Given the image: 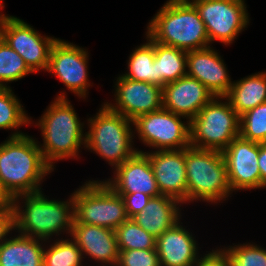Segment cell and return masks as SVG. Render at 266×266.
<instances>
[{"label": "cell", "mask_w": 266, "mask_h": 266, "mask_svg": "<svg viewBox=\"0 0 266 266\" xmlns=\"http://www.w3.org/2000/svg\"><path fill=\"white\" fill-rule=\"evenodd\" d=\"M12 231H15L13 206L0 211V244L12 235Z\"/></svg>", "instance_id": "836d02e7"}, {"label": "cell", "mask_w": 266, "mask_h": 266, "mask_svg": "<svg viewBox=\"0 0 266 266\" xmlns=\"http://www.w3.org/2000/svg\"><path fill=\"white\" fill-rule=\"evenodd\" d=\"M117 194H119L123 199L129 219L139 214L151 199V196L142 192Z\"/></svg>", "instance_id": "d6a6232c"}, {"label": "cell", "mask_w": 266, "mask_h": 266, "mask_svg": "<svg viewBox=\"0 0 266 266\" xmlns=\"http://www.w3.org/2000/svg\"><path fill=\"white\" fill-rule=\"evenodd\" d=\"M44 247L40 239L9 236L0 244V266H43Z\"/></svg>", "instance_id": "7402d4cb"}, {"label": "cell", "mask_w": 266, "mask_h": 266, "mask_svg": "<svg viewBox=\"0 0 266 266\" xmlns=\"http://www.w3.org/2000/svg\"><path fill=\"white\" fill-rule=\"evenodd\" d=\"M258 167L261 173V189L266 188V142L259 143Z\"/></svg>", "instance_id": "d590c367"}, {"label": "cell", "mask_w": 266, "mask_h": 266, "mask_svg": "<svg viewBox=\"0 0 266 266\" xmlns=\"http://www.w3.org/2000/svg\"><path fill=\"white\" fill-rule=\"evenodd\" d=\"M239 136L257 143L266 142V102L240 116Z\"/></svg>", "instance_id": "4dcf8cb0"}, {"label": "cell", "mask_w": 266, "mask_h": 266, "mask_svg": "<svg viewBox=\"0 0 266 266\" xmlns=\"http://www.w3.org/2000/svg\"><path fill=\"white\" fill-rule=\"evenodd\" d=\"M181 204L177 199L167 195L151 197L143 210L131 219L157 239L181 220Z\"/></svg>", "instance_id": "44dd1931"}, {"label": "cell", "mask_w": 266, "mask_h": 266, "mask_svg": "<svg viewBox=\"0 0 266 266\" xmlns=\"http://www.w3.org/2000/svg\"><path fill=\"white\" fill-rule=\"evenodd\" d=\"M12 204L13 198L0 183V211L11 208Z\"/></svg>", "instance_id": "8d00e7d4"}, {"label": "cell", "mask_w": 266, "mask_h": 266, "mask_svg": "<svg viewBox=\"0 0 266 266\" xmlns=\"http://www.w3.org/2000/svg\"><path fill=\"white\" fill-rule=\"evenodd\" d=\"M52 241H45L43 266H83L81 250L72 237Z\"/></svg>", "instance_id": "4316f807"}, {"label": "cell", "mask_w": 266, "mask_h": 266, "mask_svg": "<svg viewBox=\"0 0 266 266\" xmlns=\"http://www.w3.org/2000/svg\"><path fill=\"white\" fill-rule=\"evenodd\" d=\"M222 154L232 192L261 189V173L258 167L259 143L239 136Z\"/></svg>", "instance_id": "5bb4252c"}, {"label": "cell", "mask_w": 266, "mask_h": 266, "mask_svg": "<svg viewBox=\"0 0 266 266\" xmlns=\"http://www.w3.org/2000/svg\"><path fill=\"white\" fill-rule=\"evenodd\" d=\"M236 113L241 116L257 105L266 102V71L253 73L234 80L225 96Z\"/></svg>", "instance_id": "603a6c76"}, {"label": "cell", "mask_w": 266, "mask_h": 266, "mask_svg": "<svg viewBox=\"0 0 266 266\" xmlns=\"http://www.w3.org/2000/svg\"><path fill=\"white\" fill-rule=\"evenodd\" d=\"M163 108L189 121L214 97L197 79L183 76L163 87Z\"/></svg>", "instance_id": "ac0fdd59"}, {"label": "cell", "mask_w": 266, "mask_h": 266, "mask_svg": "<svg viewBox=\"0 0 266 266\" xmlns=\"http://www.w3.org/2000/svg\"><path fill=\"white\" fill-rule=\"evenodd\" d=\"M32 73L23 58L0 37V87H10L9 83Z\"/></svg>", "instance_id": "f1b7e54d"}, {"label": "cell", "mask_w": 266, "mask_h": 266, "mask_svg": "<svg viewBox=\"0 0 266 266\" xmlns=\"http://www.w3.org/2000/svg\"><path fill=\"white\" fill-rule=\"evenodd\" d=\"M4 7H5V5L3 3V0H0V8H4Z\"/></svg>", "instance_id": "74e56055"}, {"label": "cell", "mask_w": 266, "mask_h": 266, "mask_svg": "<svg viewBox=\"0 0 266 266\" xmlns=\"http://www.w3.org/2000/svg\"><path fill=\"white\" fill-rule=\"evenodd\" d=\"M103 266H118L117 264H114V265H103Z\"/></svg>", "instance_id": "ab89813d"}, {"label": "cell", "mask_w": 266, "mask_h": 266, "mask_svg": "<svg viewBox=\"0 0 266 266\" xmlns=\"http://www.w3.org/2000/svg\"><path fill=\"white\" fill-rule=\"evenodd\" d=\"M186 228L178 221L156 239L160 266H194L201 258L199 244Z\"/></svg>", "instance_id": "ffe728a7"}, {"label": "cell", "mask_w": 266, "mask_h": 266, "mask_svg": "<svg viewBox=\"0 0 266 266\" xmlns=\"http://www.w3.org/2000/svg\"><path fill=\"white\" fill-rule=\"evenodd\" d=\"M207 252L208 251H206V254L203 253V256L200 255L201 258L194 266H228L226 258L217 247Z\"/></svg>", "instance_id": "e575fe53"}, {"label": "cell", "mask_w": 266, "mask_h": 266, "mask_svg": "<svg viewBox=\"0 0 266 266\" xmlns=\"http://www.w3.org/2000/svg\"><path fill=\"white\" fill-rule=\"evenodd\" d=\"M87 48H82L60 38L53 44L47 72L56 76L77 97L85 99L89 87Z\"/></svg>", "instance_id": "7c38bea8"}, {"label": "cell", "mask_w": 266, "mask_h": 266, "mask_svg": "<svg viewBox=\"0 0 266 266\" xmlns=\"http://www.w3.org/2000/svg\"><path fill=\"white\" fill-rule=\"evenodd\" d=\"M1 9H4V8H0V20H1V17L3 15V12L1 13Z\"/></svg>", "instance_id": "f35d334b"}, {"label": "cell", "mask_w": 266, "mask_h": 266, "mask_svg": "<svg viewBox=\"0 0 266 266\" xmlns=\"http://www.w3.org/2000/svg\"><path fill=\"white\" fill-rule=\"evenodd\" d=\"M74 221L116 230L129 217L122 197L104 180H87L74 192Z\"/></svg>", "instance_id": "ba28073f"}, {"label": "cell", "mask_w": 266, "mask_h": 266, "mask_svg": "<svg viewBox=\"0 0 266 266\" xmlns=\"http://www.w3.org/2000/svg\"><path fill=\"white\" fill-rule=\"evenodd\" d=\"M21 201V202H20ZM23 204V206H22ZM15 232L43 241L68 234L74 221L73 193L65 200L47 198L44 193L21 194L13 197Z\"/></svg>", "instance_id": "3957f363"}, {"label": "cell", "mask_w": 266, "mask_h": 266, "mask_svg": "<svg viewBox=\"0 0 266 266\" xmlns=\"http://www.w3.org/2000/svg\"><path fill=\"white\" fill-rule=\"evenodd\" d=\"M113 171V177L104 181L116 193L142 192L151 197L161 195L149 157L143 150H139Z\"/></svg>", "instance_id": "e0dca14e"}, {"label": "cell", "mask_w": 266, "mask_h": 266, "mask_svg": "<svg viewBox=\"0 0 266 266\" xmlns=\"http://www.w3.org/2000/svg\"><path fill=\"white\" fill-rule=\"evenodd\" d=\"M186 119V121H182ZM134 135L152 150H180L190 146V121L164 108L133 121Z\"/></svg>", "instance_id": "9c48e42d"}, {"label": "cell", "mask_w": 266, "mask_h": 266, "mask_svg": "<svg viewBox=\"0 0 266 266\" xmlns=\"http://www.w3.org/2000/svg\"><path fill=\"white\" fill-rule=\"evenodd\" d=\"M0 37L23 58L34 74L47 71L51 48L58 39L42 36L33 26L9 14L1 17Z\"/></svg>", "instance_id": "8fae6325"}, {"label": "cell", "mask_w": 266, "mask_h": 266, "mask_svg": "<svg viewBox=\"0 0 266 266\" xmlns=\"http://www.w3.org/2000/svg\"><path fill=\"white\" fill-rule=\"evenodd\" d=\"M71 237L81 250L83 259H93L99 266L118 262L119 249L115 230L106 227L73 223Z\"/></svg>", "instance_id": "d6986e66"}, {"label": "cell", "mask_w": 266, "mask_h": 266, "mask_svg": "<svg viewBox=\"0 0 266 266\" xmlns=\"http://www.w3.org/2000/svg\"><path fill=\"white\" fill-rule=\"evenodd\" d=\"M144 153L149 157L160 194L173 197L183 205L187 204L185 148Z\"/></svg>", "instance_id": "9a60e30c"}, {"label": "cell", "mask_w": 266, "mask_h": 266, "mask_svg": "<svg viewBox=\"0 0 266 266\" xmlns=\"http://www.w3.org/2000/svg\"><path fill=\"white\" fill-rule=\"evenodd\" d=\"M189 131L191 147L223 152L239 137L240 116L226 97L215 96L190 120Z\"/></svg>", "instance_id": "52a82bcc"}, {"label": "cell", "mask_w": 266, "mask_h": 266, "mask_svg": "<svg viewBox=\"0 0 266 266\" xmlns=\"http://www.w3.org/2000/svg\"><path fill=\"white\" fill-rule=\"evenodd\" d=\"M118 266H160L156 249H133L119 252Z\"/></svg>", "instance_id": "1f68e13d"}, {"label": "cell", "mask_w": 266, "mask_h": 266, "mask_svg": "<svg viewBox=\"0 0 266 266\" xmlns=\"http://www.w3.org/2000/svg\"><path fill=\"white\" fill-rule=\"evenodd\" d=\"M96 115L87 119L85 147L105 159L111 168L124 163L139 152L133 146V122L122 114L112 111L104 102Z\"/></svg>", "instance_id": "5b68a950"}, {"label": "cell", "mask_w": 266, "mask_h": 266, "mask_svg": "<svg viewBox=\"0 0 266 266\" xmlns=\"http://www.w3.org/2000/svg\"><path fill=\"white\" fill-rule=\"evenodd\" d=\"M146 30L155 42L186 52L211 46L205 24L189 0H167Z\"/></svg>", "instance_id": "277c9868"}, {"label": "cell", "mask_w": 266, "mask_h": 266, "mask_svg": "<svg viewBox=\"0 0 266 266\" xmlns=\"http://www.w3.org/2000/svg\"><path fill=\"white\" fill-rule=\"evenodd\" d=\"M62 91L51 102L35 127L41 130L43 143L38 146L45 162L54 170L59 160L78 159L80 147H85L86 133L74 106Z\"/></svg>", "instance_id": "6da1fadb"}, {"label": "cell", "mask_w": 266, "mask_h": 266, "mask_svg": "<svg viewBox=\"0 0 266 266\" xmlns=\"http://www.w3.org/2000/svg\"><path fill=\"white\" fill-rule=\"evenodd\" d=\"M52 171L36 138L25 134L0 143V183L12 198L41 192L45 176Z\"/></svg>", "instance_id": "7a4b0ae2"}, {"label": "cell", "mask_w": 266, "mask_h": 266, "mask_svg": "<svg viewBox=\"0 0 266 266\" xmlns=\"http://www.w3.org/2000/svg\"><path fill=\"white\" fill-rule=\"evenodd\" d=\"M205 24L210 45H231L250 23L245 0H189Z\"/></svg>", "instance_id": "30bf717a"}, {"label": "cell", "mask_w": 266, "mask_h": 266, "mask_svg": "<svg viewBox=\"0 0 266 266\" xmlns=\"http://www.w3.org/2000/svg\"><path fill=\"white\" fill-rule=\"evenodd\" d=\"M147 41L137 46L127 60V73L122 76L134 81L156 84L155 41L145 32Z\"/></svg>", "instance_id": "d4e9b609"}, {"label": "cell", "mask_w": 266, "mask_h": 266, "mask_svg": "<svg viewBox=\"0 0 266 266\" xmlns=\"http://www.w3.org/2000/svg\"><path fill=\"white\" fill-rule=\"evenodd\" d=\"M115 233L119 252L133 249H156V238L132 219L123 222Z\"/></svg>", "instance_id": "f546056e"}, {"label": "cell", "mask_w": 266, "mask_h": 266, "mask_svg": "<svg viewBox=\"0 0 266 266\" xmlns=\"http://www.w3.org/2000/svg\"><path fill=\"white\" fill-rule=\"evenodd\" d=\"M156 85L162 88L169 82L186 76L187 52L155 42Z\"/></svg>", "instance_id": "cb8c5ba5"}, {"label": "cell", "mask_w": 266, "mask_h": 266, "mask_svg": "<svg viewBox=\"0 0 266 266\" xmlns=\"http://www.w3.org/2000/svg\"><path fill=\"white\" fill-rule=\"evenodd\" d=\"M187 203L220 204L231 197L226 163L222 152L185 148Z\"/></svg>", "instance_id": "8992f818"}, {"label": "cell", "mask_w": 266, "mask_h": 266, "mask_svg": "<svg viewBox=\"0 0 266 266\" xmlns=\"http://www.w3.org/2000/svg\"><path fill=\"white\" fill-rule=\"evenodd\" d=\"M226 258L228 266H266V249L247 242L217 248Z\"/></svg>", "instance_id": "83f0119b"}, {"label": "cell", "mask_w": 266, "mask_h": 266, "mask_svg": "<svg viewBox=\"0 0 266 266\" xmlns=\"http://www.w3.org/2000/svg\"><path fill=\"white\" fill-rule=\"evenodd\" d=\"M24 109L11 87H0V129L14 130L9 137L25 135L19 127L34 124Z\"/></svg>", "instance_id": "484cf974"}, {"label": "cell", "mask_w": 266, "mask_h": 266, "mask_svg": "<svg viewBox=\"0 0 266 266\" xmlns=\"http://www.w3.org/2000/svg\"><path fill=\"white\" fill-rule=\"evenodd\" d=\"M115 103L104 102L112 111L133 121L139 116L163 108V88L153 83L134 81L122 76L114 82Z\"/></svg>", "instance_id": "4fadbf2b"}, {"label": "cell", "mask_w": 266, "mask_h": 266, "mask_svg": "<svg viewBox=\"0 0 266 266\" xmlns=\"http://www.w3.org/2000/svg\"><path fill=\"white\" fill-rule=\"evenodd\" d=\"M224 59L213 46L187 52L186 75L197 79L215 96H226L232 81Z\"/></svg>", "instance_id": "2e32d148"}]
</instances>
